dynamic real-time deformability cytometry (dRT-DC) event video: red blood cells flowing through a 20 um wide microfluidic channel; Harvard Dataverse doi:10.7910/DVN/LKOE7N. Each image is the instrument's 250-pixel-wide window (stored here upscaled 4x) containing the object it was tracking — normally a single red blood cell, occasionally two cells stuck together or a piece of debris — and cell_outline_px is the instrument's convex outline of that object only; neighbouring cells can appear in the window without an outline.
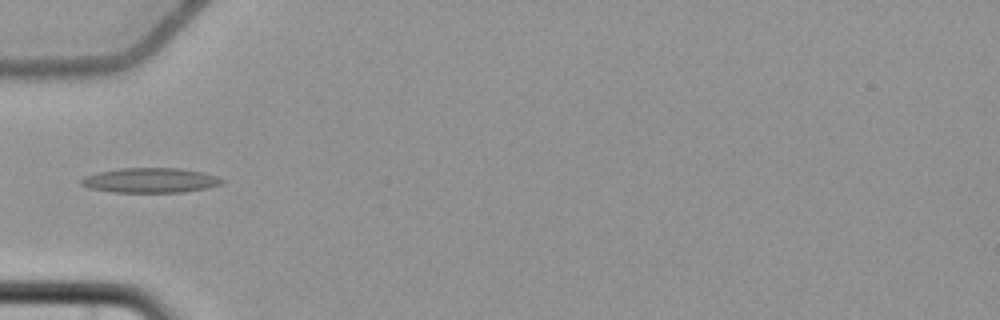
{"species": "common noctule bat (a hibernating species)", "species_latin": "Nyctalus noctula", "temperature_condition": "cold", "stored_images_in_passage": 8, "camera_frame_rate_fps": 3000, "um_per_image_px": 0.085, "animal": {"sex": "female", "body_mass_g": 22.7, "forearm_length_mm": 54.2}, "frame": {"image": 1, "passage_image": 4, "time_ms": 3.667, "image_size_px": [1000, 320], "cell_outline_px": [[224, 180], [220, 184], [208, 188], [180, 192], [112, 192], [88, 188], [80, 184], [80, 180], [84, 176], [96, 172], [120, 168], [180, 168], [204, 172], [220, 176]], "centroid_in_image_um": [12.77, 15.32], "position_along_channel_um": 72.2, "area_um2": 20.58}}
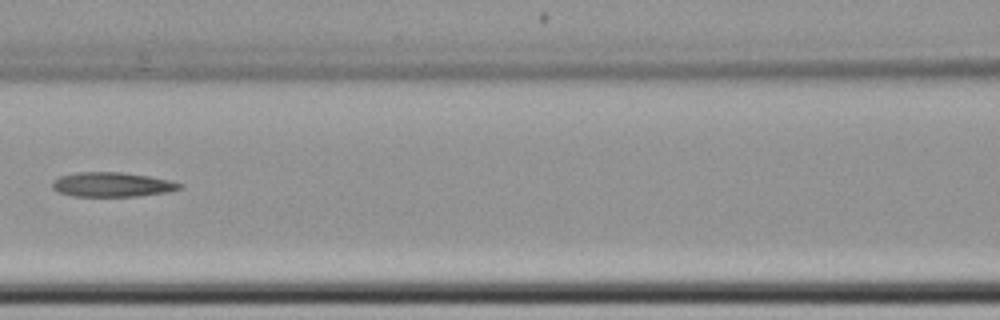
{"frame": {"image": 2, "passage_image": 6, "time_ms": 6.0, "image_size_px": [1000, 320], "cell_outline_px": [[180, 188], [168, 192], [136, 196], [72, 196], [56, 192], [52, 188], [52, 180], [60, 176], [76, 172], [120, 172], [148, 176], [168, 180], [180, 184]], "centroid_in_image_um": [9.43, 15.69], "position_along_channel_um": 157.2, "area_um2": 18.09}}
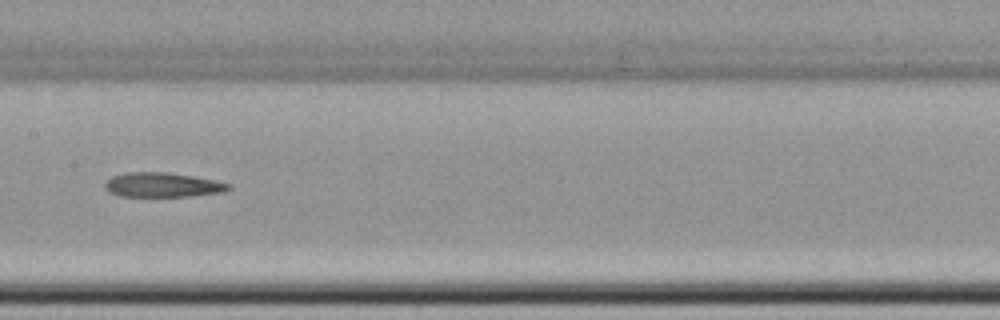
{"frame": {"image": 3, "passage_image": 7, "time_ms": 7.0, "image_size_px": [1000, 320], "cell_outline_px": [[232, 188], [224, 192], [188, 196], [120, 196], [108, 192], [104, 188], [104, 184], [112, 176], [128, 172], [168, 172], [216, 180], [232, 184]], "centroid_in_image_um": [13.83, 15.71], "position_along_channel_um": 193.6, "area_um2": 17.74}}